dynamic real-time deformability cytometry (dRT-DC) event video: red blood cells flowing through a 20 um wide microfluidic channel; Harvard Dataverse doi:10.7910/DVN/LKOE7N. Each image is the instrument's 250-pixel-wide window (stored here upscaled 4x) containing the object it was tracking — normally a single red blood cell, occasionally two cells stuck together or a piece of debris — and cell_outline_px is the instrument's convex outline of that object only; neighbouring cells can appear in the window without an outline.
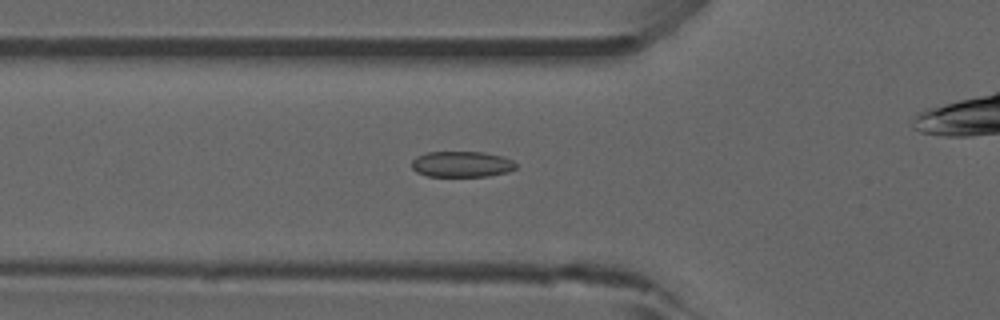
{"species": "common noctule bat (a hibernating species)", "species_latin": "Nyctalus noctula", "temperature_condition": "room temperature", "stored_images_in_passage": 31, "camera_frame_rate_fps": 3000, "um_per_image_px": 0.085, "animal": {"sex": "male", "forearm_length_mm": 52.5}, "frame": {"image": 1, "passage_image": 18, "time_ms": 5.667, "image_size_px": [1000, 320], "cell_outline_px": [[516, 168], [508, 172], [488, 176], [428, 176], [416, 172], [412, 168], [412, 160], [416, 156], [428, 152], [484, 152], [504, 156], [512, 160], [516, 164]], "centroid_in_image_um": [39.25, 13.95], "position_along_channel_um": 86.5, "area_um2": 15.78}}
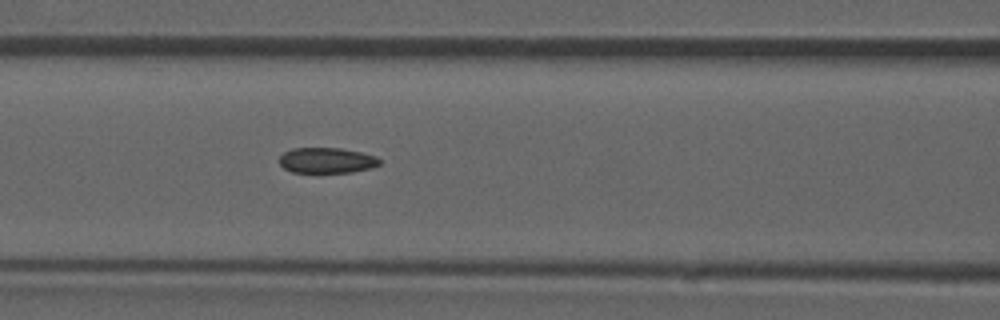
{"frame": {"image": 2, "passage_image": 22, "time_ms": 7.0, "image_size_px": [1000, 320], "cell_outline_px": [[380, 164], [372, 168], [352, 172], [292, 172], [284, 168], [280, 164], [280, 156], [284, 152], [292, 148], [340, 148], [360, 152], [376, 156], [380, 160]], "centroid_in_image_um": [27.78, 13.63], "position_along_channel_um": 138.8, "area_um2": 14.85}}